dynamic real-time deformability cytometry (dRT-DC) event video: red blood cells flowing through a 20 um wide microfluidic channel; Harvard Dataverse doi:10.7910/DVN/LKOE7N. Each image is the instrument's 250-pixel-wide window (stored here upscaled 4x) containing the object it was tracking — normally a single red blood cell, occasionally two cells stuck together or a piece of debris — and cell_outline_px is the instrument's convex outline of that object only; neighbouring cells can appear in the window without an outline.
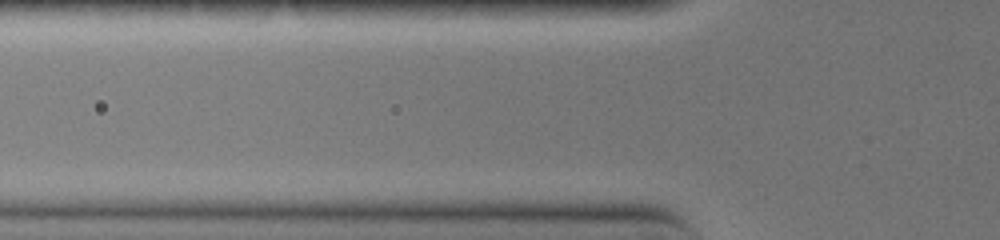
{"species": "common noctule bat (a hibernating species)", "species_latin": "Nyctalus noctula", "temperature_condition": "warm", "stored_images_in_passage": 3, "camera_frame_rate_fps": 3000, "um_per_image_px": 0.085, "animal": {"sex": "female", "body_mass_g": 19.0, "forearm_length_mm": 51.5}, "frame": {"image": 1, "passage_image": 2, "time_ms": 0.333, "image_size_px": [1000, 240], "cell_outline_px": [[624, 168], [492, 168], [480, 164], [484, 160], [496, 156], [512, 156], [624, 160]], "centroid_in_image_um": [46.75, 13.84], "position_along_channel_um": 79.1, "area_um2": 10.35}}